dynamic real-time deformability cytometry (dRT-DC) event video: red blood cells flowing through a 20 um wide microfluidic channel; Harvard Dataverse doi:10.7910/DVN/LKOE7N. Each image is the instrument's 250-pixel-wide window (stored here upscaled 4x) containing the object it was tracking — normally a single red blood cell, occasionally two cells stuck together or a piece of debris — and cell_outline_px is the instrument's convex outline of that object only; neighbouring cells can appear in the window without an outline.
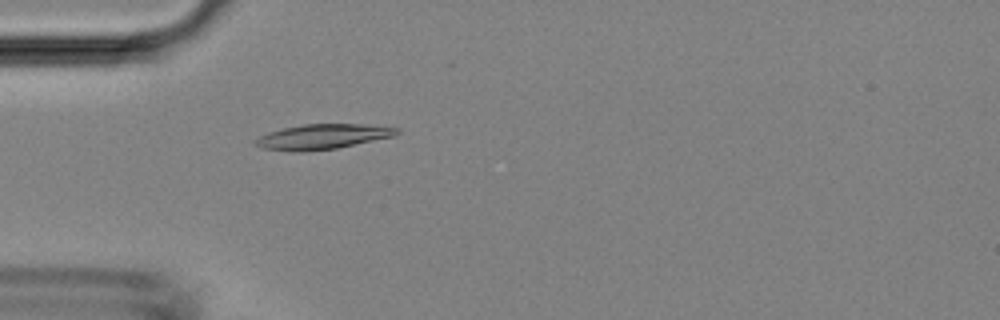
{"species": "Egyptian fruit bat (a non-hibernating species)", "species_latin": "Rousettus aegyptiacus", "temperature_condition": "room temperature", "stored_images_in_passage": 44, "camera_frame_rate_fps": 3000, "um_per_image_px": 0.085, "animal": {"sex": "female"}, "frame": {"image": 1, "passage_image": 11, "time_ms": 3.333, "image_size_px": [1000, 320], "cell_outline_px": [[400, 132], [396, 136], [336, 148], [304, 152], [292, 152], [264, 148], [252, 144], [252, 140], [268, 132], [284, 128], [304, 124], [364, 124], [400, 128]], "centroid_in_image_um": [27.41, 11.62], "position_along_channel_um": 57.6, "area_um2": 20.81}}
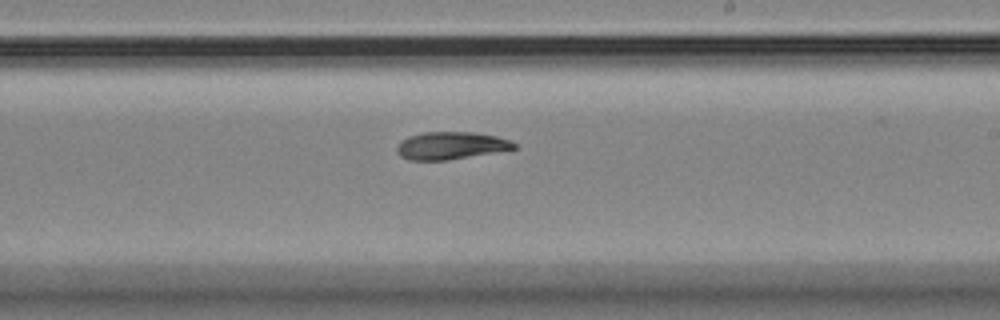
{"frame": {"image": 2, "passage_image": 25, "time_ms": 8.0, "image_size_px": [1000, 320], "cell_outline_px": [[520, 148], [448, 160], [408, 160], [400, 156], [396, 152], [396, 148], [400, 140], [408, 136], [424, 132], [472, 132], [496, 136], [512, 140]], "centroid_in_image_um": [38.33, 12.38], "position_along_channel_um": 250.7, "area_um2": 19.02}}
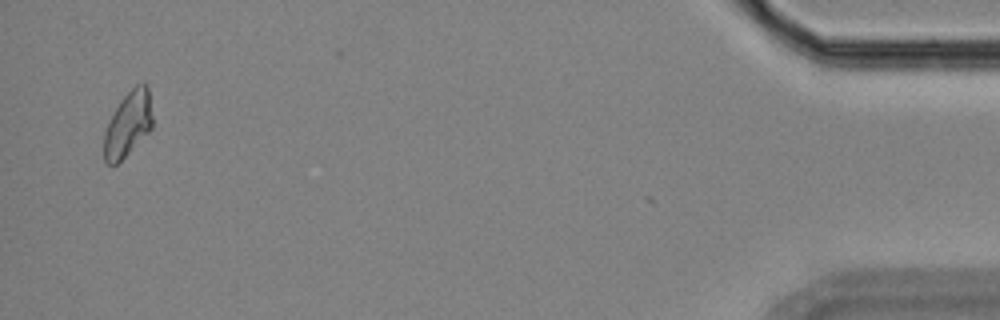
{"frame": {"image": 3, "passage_image": 43, "time_ms": 14.0, "image_size_px": [1000, 320], "cell_outline_px": [[152, 128], [116, 164], [108, 164], [104, 160], [104, 132], [108, 120], [120, 100], [136, 84], [148, 84], [152, 116]], "centroid_in_image_um": [10.87, 10.51], "position_along_channel_um": 424.3, "area_um2": 18.15}}